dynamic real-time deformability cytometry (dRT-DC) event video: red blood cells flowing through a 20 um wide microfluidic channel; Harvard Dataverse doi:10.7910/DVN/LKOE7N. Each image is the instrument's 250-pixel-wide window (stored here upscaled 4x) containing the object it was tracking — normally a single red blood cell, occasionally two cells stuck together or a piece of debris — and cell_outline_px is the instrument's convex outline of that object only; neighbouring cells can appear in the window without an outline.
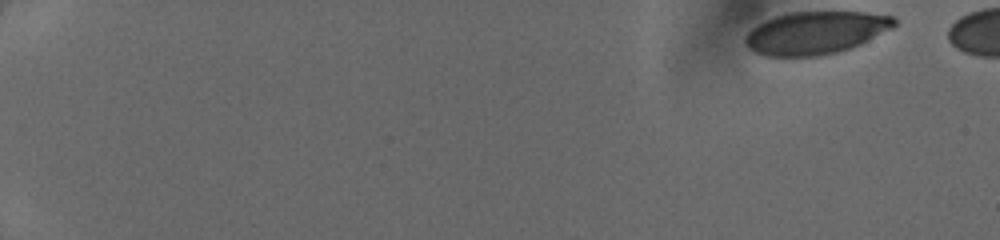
{"species": "human", "species_latin": "Homo sapiens", "temperature_condition": "cold", "stored_images_in_passage": 12, "camera_frame_rate_fps": 3000, "um_per_image_px": 0.085, "donor": {"sex": "female"}, "frame": {"image": 1, "passage_image": 1, "time_ms": 0.0, "image_size_px": [1000, 240], "cell_outline_px": [[896, 24], [892, 28], [852, 48], [836, 52], [816, 56], [764, 56], [748, 48], [744, 40], [744, 36], [752, 28], [776, 16], [788, 12], [864, 12], [892, 16], [896, 20]], "centroid_in_image_um": [69.32, 2.79], "position_along_channel_um": 15.7, "area_um2": 36.82}}